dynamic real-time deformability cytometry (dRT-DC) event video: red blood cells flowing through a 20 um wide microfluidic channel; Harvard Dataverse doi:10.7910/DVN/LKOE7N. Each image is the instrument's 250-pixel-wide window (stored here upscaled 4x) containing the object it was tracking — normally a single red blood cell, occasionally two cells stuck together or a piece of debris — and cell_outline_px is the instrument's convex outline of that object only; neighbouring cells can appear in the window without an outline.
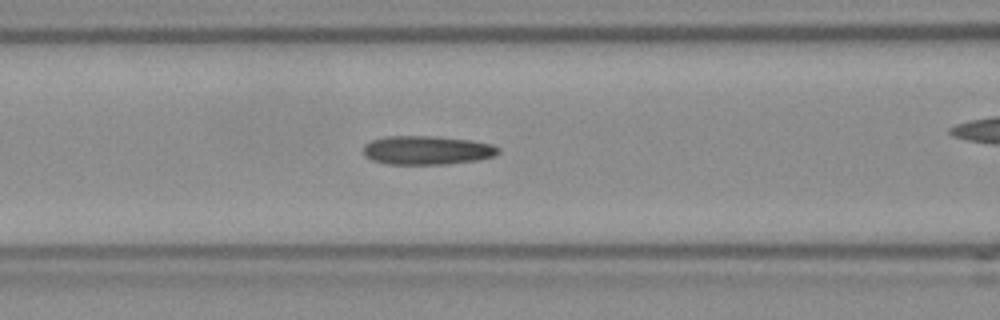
{"species": "Egyptian fruit bat (a non-hibernating species)", "species_latin": "Rousettus aegyptiacus", "temperature_condition": "room temperature", "stored_images_in_passage": 39, "camera_frame_rate_fps": 3000, "um_per_image_px": 0.085, "frame": {"image": 1, "passage_image": 12, "time_ms": 3.667, "image_size_px": [1000, 320], "cell_outline_px": [[500, 152], [496, 156], [476, 160], [448, 164], [388, 164], [372, 160], [364, 156], [364, 144], [372, 140], [384, 136], [436, 136], [472, 140], [492, 144], [500, 148]], "centroid_in_image_um": [36.31, 12.76], "position_along_channel_um": 130.3, "area_um2": 22.89}, "authors_computed_cell_mechanics": {"area_um2": 22.0796, "velocity_mm_per_s": 3.8156, "shape_relaxation_time_tau1_ms": null, "shape_relaxation_time_tau2_ms": 4.7813, "deformation_change_tau1": null, "deformation_change_tau2": 0.1404}}